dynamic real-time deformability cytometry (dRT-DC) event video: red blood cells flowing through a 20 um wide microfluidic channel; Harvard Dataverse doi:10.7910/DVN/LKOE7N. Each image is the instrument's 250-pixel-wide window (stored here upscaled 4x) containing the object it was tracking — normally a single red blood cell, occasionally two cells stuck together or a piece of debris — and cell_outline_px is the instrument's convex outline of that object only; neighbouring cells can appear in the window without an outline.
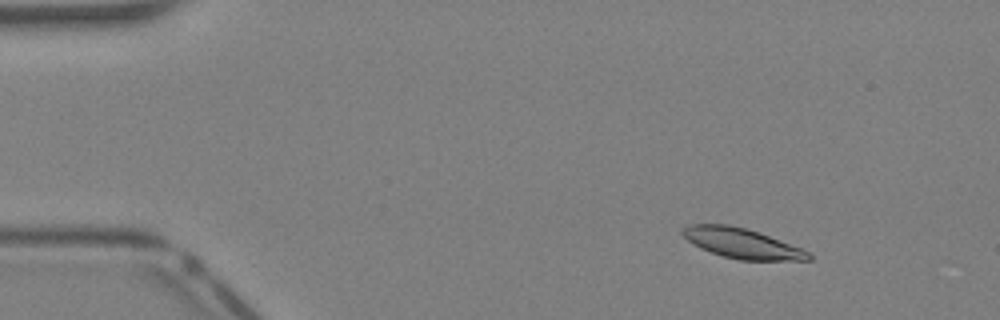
{"species": "Egyptian fruit bat (a non-hibernating species)", "species_latin": "Rousettus aegyptiacus", "temperature_condition": "warm", "stored_images_in_passage": 40, "segment_of_instrument_passage": [1, 2], "camera_frame_rate_fps": 3000, "um_per_image_px": 0.085, "animal": {"sex": "female"}, "frame": {"image": 1, "passage_image": 4, "time_ms": 1.0, "image_size_px": [1000, 320], "cell_outline_px": [[812, 260], [740, 260], [724, 256], [700, 248], [692, 244], [680, 232], [688, 224], [728, 224], [744, 228], [768, 236], [800, 248], [808, 252], [812, 256]], "centroid_in_image_um": [63.02, 20.68], "position_along_channel_um": 22.0, "area_um2": 21.62}}
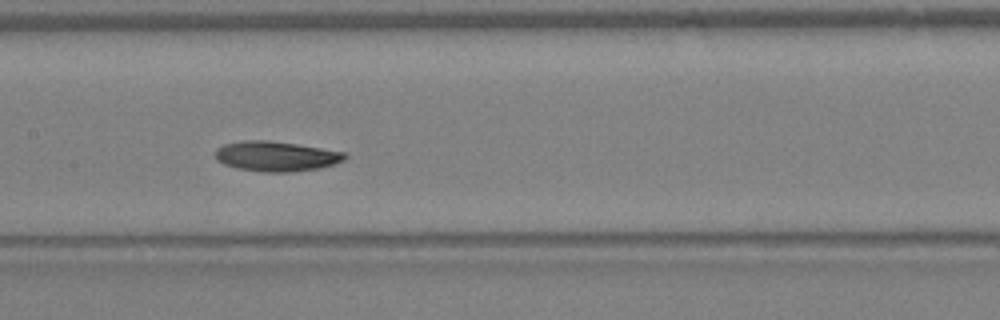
{"frame": {"image": 2, "passage_image": 19, "time_ms": 6.0, "image_size_px": [1000, 320], "cell_outline_px": [[348, 156], [344, 160], [336, 164], [320, 168], [288, 172], [264, 172], [236, 168], [224, 164], [216, 160], [216, 148], [224, 144], [244, 140], [268, 140], [296, 144], [344, 152]], "centroid_in_image_um": [23.47, 13.28], "position_along_channel_um": 183.9, "area_um2": 22.66}}
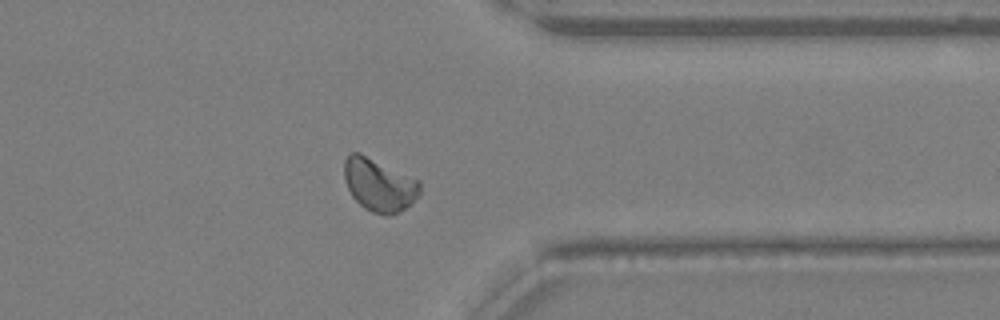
{"frame": {"image": 3, "passage_image": 31, "time_ms": 10.0, "image_size_px": [1000, 320], "cell_outline_px": [[420, 196], [412, 204], [396, 212], [384, 216], [372, 212], [364, 208], [352, 196], [344, 180], [344, 160], [352, 152], [360, 152], [420, 180]], "centroid_in_image_um": [32.24, 15.7], "position_along_channel_um": 379.2, "area_um2": 23.47}}